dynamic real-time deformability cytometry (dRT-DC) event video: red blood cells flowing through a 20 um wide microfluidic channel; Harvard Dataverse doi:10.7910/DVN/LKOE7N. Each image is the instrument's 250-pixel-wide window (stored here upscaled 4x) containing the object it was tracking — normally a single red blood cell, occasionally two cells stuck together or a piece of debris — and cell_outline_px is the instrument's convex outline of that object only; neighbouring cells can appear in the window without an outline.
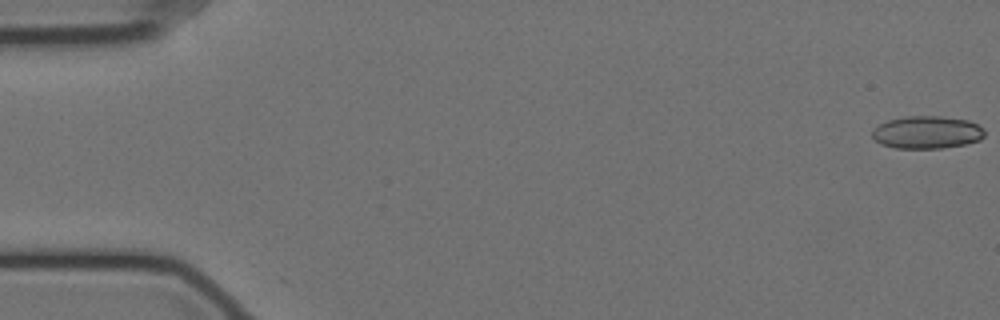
{"species": "Egyptian fruit bat (a non-hibernating species)", "species_latin": "Rousettus aegyptiacus", "temperature_condition": "cold", "stored_images_in_passage": 10, "camera_frame_rate_fps": 3000, "um_per_image_px": 0.085, "animal": {"sex": "female"}, "frame": {"image": 1, "passage_image": 1, "time_ms": 0.0, "image_size_px": [1000, 320], "cell_outline_px": [[984, 136], [980, 140], [964, 144], [944, 148], [896, 148], [880, 144], [872, 136], [872, 128], [888, 120], [908, 116], [940, 116], [968, 120], [984, 128]], "centroid_in_image_um": [78.79, 11.25], "position_along_channel_um": 6.2, "area_um2": 21.39}}